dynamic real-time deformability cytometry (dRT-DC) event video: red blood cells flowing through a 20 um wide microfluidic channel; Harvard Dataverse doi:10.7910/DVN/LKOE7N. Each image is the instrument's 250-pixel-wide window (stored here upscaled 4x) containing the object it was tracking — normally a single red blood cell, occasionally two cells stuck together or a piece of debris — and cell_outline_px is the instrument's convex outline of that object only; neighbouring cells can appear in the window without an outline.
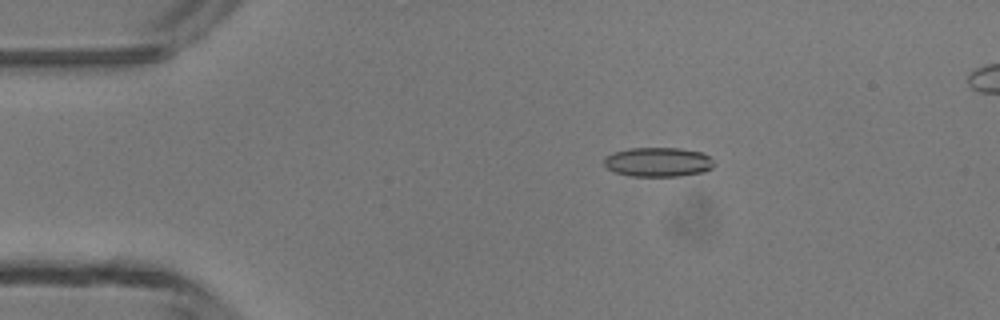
{"species": "common noctule bat (a hibernating species)", "species_latin": "Nyctalus noctula", "temperature_condition": "room temperature", "stored_images_in_passage": 5, "camera_frame_rate_fps": 3000, "um_per_image_px": 0.085, "animal": {"sex": "male", "body_mass_g": 13.3}, "frame": {"image": 1, "passage_image": 3, "time_ms": 2.333, "image_size_px": [1000, 320], "cell_outline_px": [[716, 164], [712, 168], [704, 172], [680, 176], [628, 176], [612, 172], [604, 164], [604, 156], [612, 152], [628, 148], [680, 148], [700, 152], [708, 156]], "centroid_in_image_um": [55.9, 13.78], "position_along_channel_um": 29.1, "area_um2": 19.07}}